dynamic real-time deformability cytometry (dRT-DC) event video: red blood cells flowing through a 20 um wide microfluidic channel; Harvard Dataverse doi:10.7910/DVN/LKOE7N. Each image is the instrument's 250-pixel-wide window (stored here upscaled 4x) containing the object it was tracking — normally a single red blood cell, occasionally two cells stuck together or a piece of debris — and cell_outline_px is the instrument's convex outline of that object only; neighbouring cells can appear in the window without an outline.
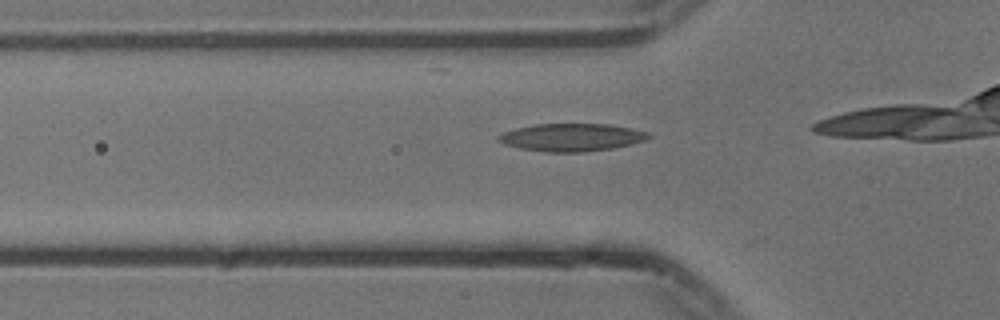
{"species": "common noctule bat (a hibernating species)", "species_latin": "Nyctalus noctula", "temperature_condition": "cold", "stored_images_in_passage": 14, "camera_frame_rate_fps": 3000, "um_per_image_px": 0.085, "animal": {"sex": "male", "body_mass_g": 13.3}, "frame": {"image": 1, "passage_image": 10, "time_ms": 3.0, "image_size_px": [1000, 320], "cell_outline_px": [[652, 136], [644, 140], [632, 144], [612, 148], [580, 152], [544, 152], [520, 148], [504, 144], [496, 140], [496, 136], [504, 132], [516, 128], [536, 124], [608, 124], [632, 128], [648, 132]], "centroid_in_image_um": [48.57, 11.67], "position_along_channel_um": 77.2, "area_um2": 24.22}}
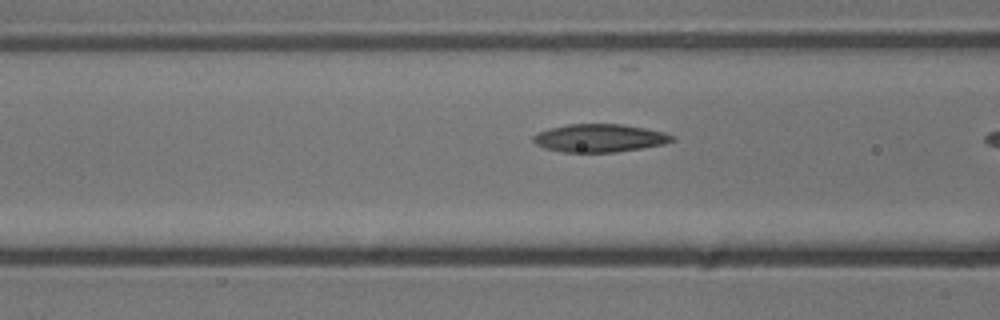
{"frame": {"image": 2, "passage_image": 13, "time_ms": 4.0, "image_size_px": [1000, 320], "cell_outline_px": [[676, 140], [664, 144], [616, 152], [564, 152], [544, 148], [536, 144], [532, 140], [532, 136], [536, 132], [548, 128], [568, 124], [620, 124], [644, 128], [664, 132], [676, 136]], "centroid_in_image_um": [50.94, 11.73], "position_along_channel_um": 115.7, "area_um2": 22.77}}